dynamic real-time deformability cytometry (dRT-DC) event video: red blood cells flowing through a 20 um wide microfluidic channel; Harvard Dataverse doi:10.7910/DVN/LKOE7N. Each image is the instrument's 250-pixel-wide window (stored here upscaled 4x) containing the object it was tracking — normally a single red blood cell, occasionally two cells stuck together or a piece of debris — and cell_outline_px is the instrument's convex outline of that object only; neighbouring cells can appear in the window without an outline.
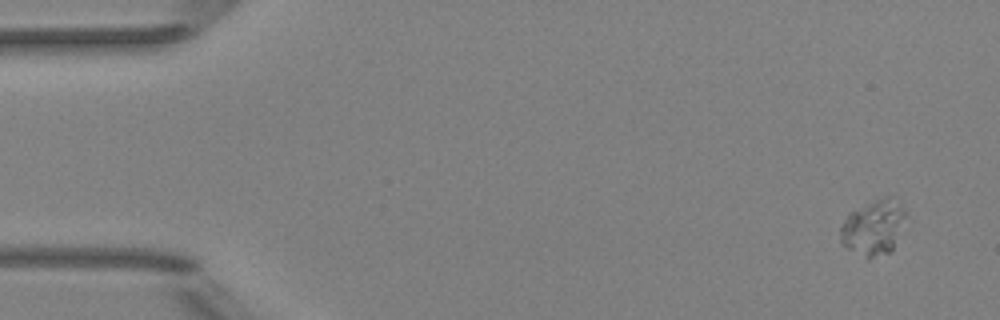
{"species": "Egyptian fruit bat (a non-hibernating species)", "species_latin": "Rousettus aegyptiacus", "temperature_condition": "room temperature", "stored_images_in_passage": 6, "camera_frame_rate_fps": 3000, "um_per_image_px": 0.085, "animal": {"sex": "female"}, "frame": {"image": 1, "passage_image": 1, "time_ms": 0.0, "image_size_px": [1000, 320], "cell_outline_px": [[908, 216], [892, 252], [868, 260], [848, 248], [840, 240], [840, 228], [848, 212], [884, 196], [888, 196]], "centroid_in_image_um": [74.23, 19.39], "position_along_channel_um": 10.8, "area_um2": 21.04}}
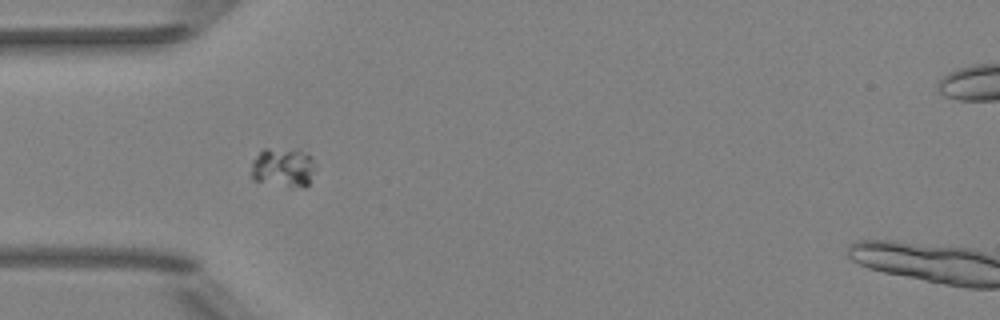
{"frame": {"image": 2, "passage_image": 5, "time_ms": 4.667, "image_size_px": [1000, 320], "cell_outline_px": [[312, 160], [308, 184], [304, 188], [288, 188], [252, 180], [252, 160], [264, 148], [296, 148], [308, 152], [312, 156]], "centroid_in_image_um": [24.02, 14.23], "position_along_channel_um": 61.0, "area_um2": 14.91}}
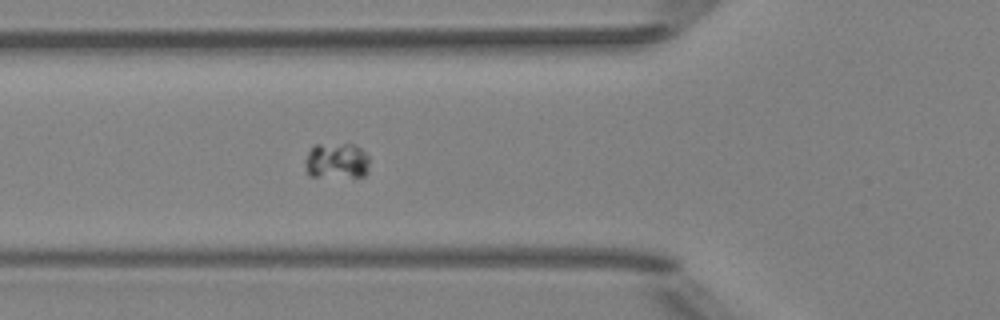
{"frame": {"image": 3, "passage_image": 6, "time_ms": 5.667, "image_size_px": [1000, 320], "cell_outline_px": [[368, 172], [364, 176], [308, 176], [304, 160], [312, 144], [356, 144], [368, 156]], "centroid_in_image_um": [28.59, 13.65], "position_along_channel_um": 97.2, "area_um2": 13.53}}